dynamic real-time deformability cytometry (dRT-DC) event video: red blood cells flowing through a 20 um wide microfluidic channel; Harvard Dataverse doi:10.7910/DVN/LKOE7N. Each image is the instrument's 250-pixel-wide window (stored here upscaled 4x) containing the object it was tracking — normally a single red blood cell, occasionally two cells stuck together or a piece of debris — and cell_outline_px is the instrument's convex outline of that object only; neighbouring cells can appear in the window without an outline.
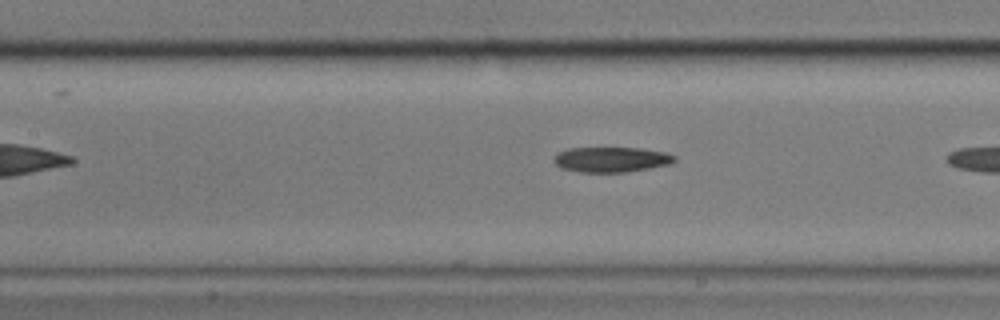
{"species": "common noctule bat (a hibernating species)", "species_latin": "Nyctalus noctula", "temperature_condition": "cold", "stored_images_in_passage": 6, "camera_frame_rate_fps": 3000, "um_per_image_px": 0.085, "animal": {"sex": "male", "body_mass_g": 17.9}, "frame": {"image": 1, "passage_image": 6, "time_ms": 6.667, "image_size_px": [1000, 320], "cell_outline_px": [[676, 160], [672, 164], [628, 172], [580, 172], [560, 168], [552, 160], [556, 152], [568, 148], [640, 148], [668, 152], [676, 156]], "centroid_in_image_um": [51.97, 13.56], "position_along_channel_um": 155.4, "area_um2": 18.03}}